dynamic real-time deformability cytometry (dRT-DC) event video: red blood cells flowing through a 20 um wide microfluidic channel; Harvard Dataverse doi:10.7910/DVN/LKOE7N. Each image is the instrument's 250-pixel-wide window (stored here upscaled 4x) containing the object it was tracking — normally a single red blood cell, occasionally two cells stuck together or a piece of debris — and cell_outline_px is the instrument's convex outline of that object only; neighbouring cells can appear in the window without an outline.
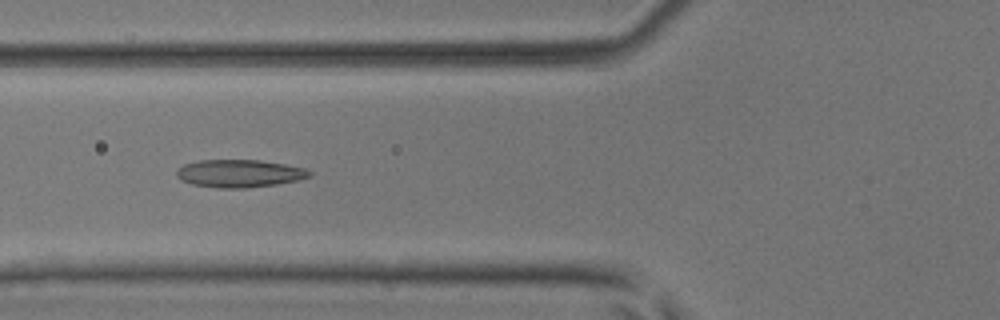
{"species": "common noctule bat (a hibernating species)", "species_latin": "Nyctalus noctula", "temperature_condition": "room temperature", "stored_images_in_passage": 37, "camera_frame_rate_fps": 3000, "um_per_image_px": 0.085, "animal": {"sex": "male", "body_mass_g": 17.9, "forearm_length_mm": 54.2}, "frame": {"image": 1, "passage_image": 9, "time_ms": 2.667, "image_size_px": [1000, 320], "cell_outline_px": [[312, 176], [300, 180], [276, 184], [244, 188], [216, 188], [192, 184], [180, 180], [176, 176], [176, 172], [184, 164], [200, 160], [260, 160], [284, 164], [304, 168], [312, 172]], "centroid_in_image_um": [20.36, 14.75], "position_along_channel_um": 105.4, "area_um2": 21.5}}
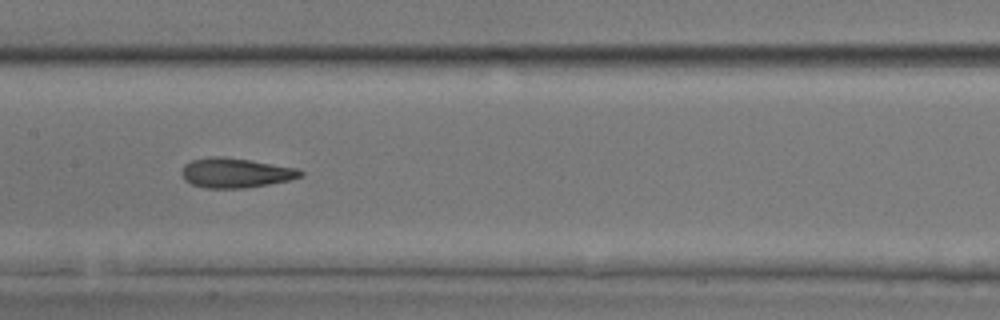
{"frame": {"image": 2, "passage_image": 15, "time_ms": 4.667, "image_size_px": [1000, 320], "cell_outline_px": [[304, 176], [288, 180], [268, 184], [244, 188], [208, 188], [192, 184], [184, 180], [180, 172], [184, 164], [192, 160], [208, 156], [224, 156], [252, 160], [300, 168], [304, 172]], "centroid_in_image_um": [20.04, 14.67], "position_along_channel_um": 187.4, "area_um2": 20.87}}
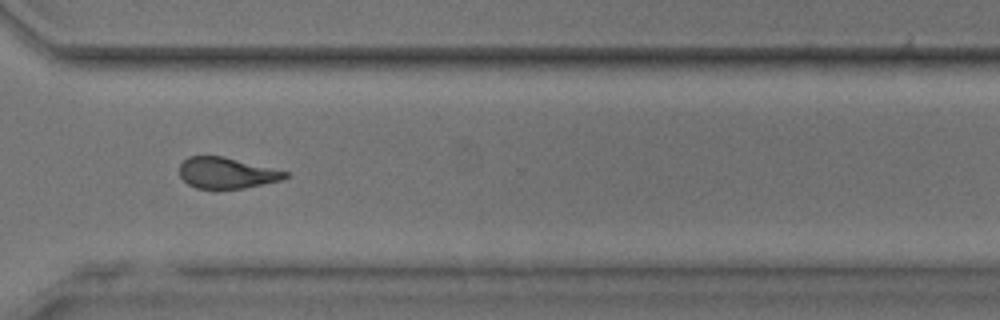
{"frame": {"image": 3, "passage_image": 27, "time_ms": 8.667, "image_size_px": [1000, 320], "cell_outline_px": [[288, 176], [280, 180], [244, 188], [196, 188], [188, 184], [180, 176], [180, 164], [188, 156], [224, 156], [288, 172]], "centroid_in_image_um": [19.24, 14.69], "position_along_channel_um": 351.4, "area_um2": 18.84}, "authors_computed_cell_mechanics": {"area_um2": 19.8832, "velocity_mm_per_s": 4.0957, "shape_relaxation_time_tau1_ms": 5.7052, "shape_relaxation_time_tau2_ms": 2.4777, "deformation_change_tau1": 0.1596, "deformation_change_tau2": 0.1204}}